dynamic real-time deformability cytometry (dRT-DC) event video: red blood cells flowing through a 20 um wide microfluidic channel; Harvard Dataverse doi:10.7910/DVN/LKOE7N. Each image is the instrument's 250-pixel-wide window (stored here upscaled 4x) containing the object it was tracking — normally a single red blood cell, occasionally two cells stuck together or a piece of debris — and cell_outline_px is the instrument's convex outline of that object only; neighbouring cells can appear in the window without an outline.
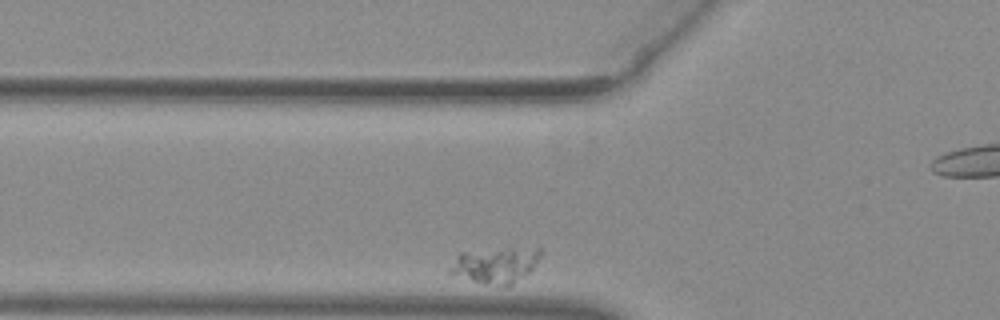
{"species": "common noctule bat (a hibernating species)", "species_latin": "Nyctalus noctula", "temperature_condition": "warm", "stored_images_in_passage": 35, "camera_frame_rate_fps": 3000, "um_per_image_px": 0.085, "animal": {"sex": "female", "body_mass_g": 29.2, "forearm_length_mm": 56.3}, "frame": {"image": 1, "passage_image": 5, "time_ms": 1.333, "image_size_px": [1000, 320], "cell_outline_px": [[540, 256], [532, 268], [524, 276], [508, 288], [484, 284], [448, 276], [448, 268], [456, 256], [460, 252], [504, 248], [540, 248]], "centroid_in_image_um": [42.02, 22.58], "position_along_channel_um": 83.8, "area_um2": 19.42}}
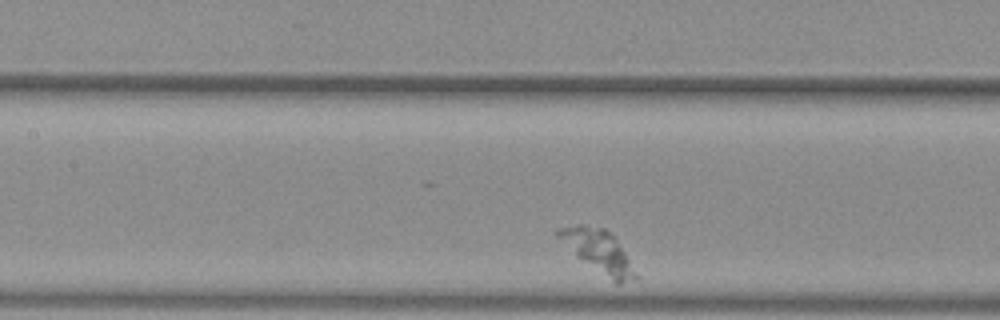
{"frame": {"image": 2, "passage_image": 12, "time_ms": 3.667, "image_size_px": [1000, 320], "cell_outline_px": [[640, 280], [620, 284], [616, 284], [576, 256], [556, 236], [556, 232], [560, 228], [576, 224], [584, 224], [604, 228], [612, 236], [624, 252], [640, 276]], "centroid_in_image_um": [50.91, 21.41], "position_along_channel_um": 156.5, "area_um2": 19.07}}
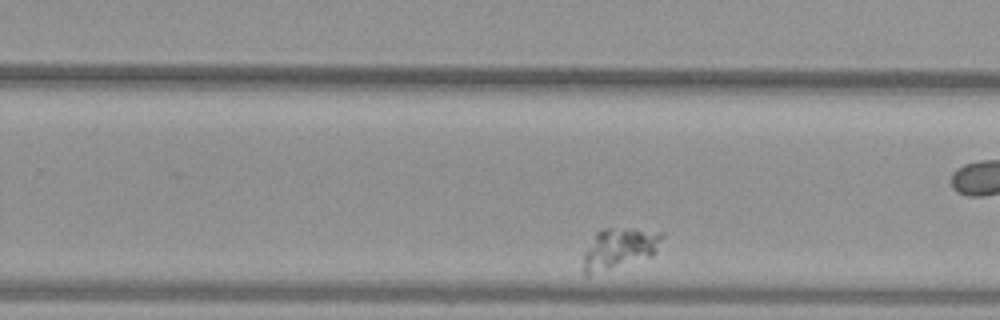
{"frame": {"image": 3, "passage_image": 23, "time_ms": 7.333, "image_size_px": [1000, 320], "cell_outline_px": [[664, 236], [656, 252], [652, 256], [588, 276], [584, 276], [584, 252], [596, 232], [604, 228], [632, 228], [664, 232]], "centroid_in_image_um": [52.66, 21.1], "position_along_channel_um": 277.1, "area_um2": 18.84}}